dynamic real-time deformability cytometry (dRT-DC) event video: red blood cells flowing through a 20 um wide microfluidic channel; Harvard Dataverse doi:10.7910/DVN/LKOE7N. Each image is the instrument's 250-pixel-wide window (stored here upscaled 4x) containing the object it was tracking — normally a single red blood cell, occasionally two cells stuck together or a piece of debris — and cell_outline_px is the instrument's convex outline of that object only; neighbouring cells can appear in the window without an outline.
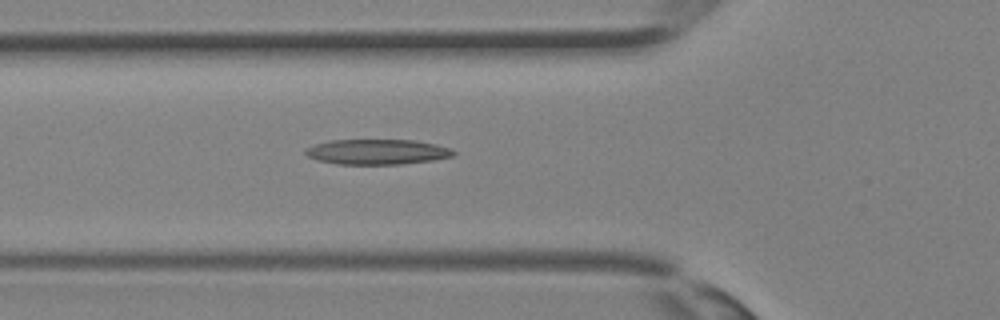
{"species": "Egyptian fruit bat (a non-hibernating species)", "species_latin": "Rousettus aegyptiacus", "temperature_condition": "room temperature", "stored_images_in_passage": 24, "camera_frame_rate_fps": 3000, "um_per_image_px": 0.085, "animal": {"sex": "female"}, "frame": {"image": 1, "passage_image": 3, "time_ms": 0.667, "image_size_px": [1000, 320], "cell_outline_px": [[456, 152], [452, 156], [432, 160], [400, 164], [340, 164], [316, 160], [308, 156], [304, 152], [308, 148], [316, 144], [328, 140], [416, 140], [436, 144], [448, 148]], "centroid_in_image_um": [32.05, 12.9], "position_along_channel_um": 93.8, "area_um2": 21.56}}
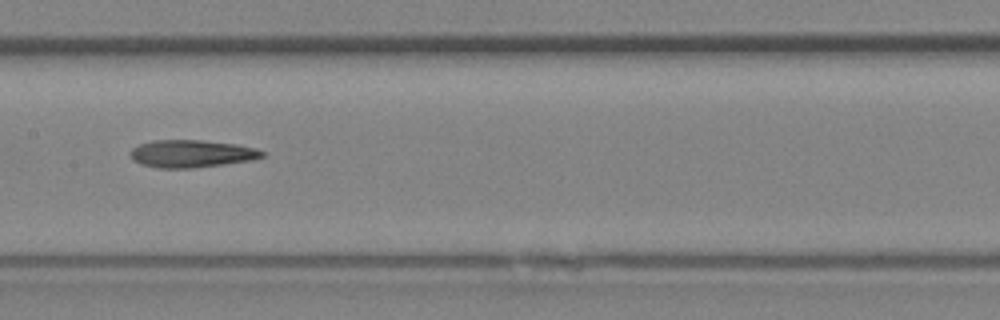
{"frame": {"image": 2, "passage_image": 8, "time_ms": 2.333, "image_size_px": [1000, 320], "cell_outline_px": [[264, 156], [252, 160], [224, 164], [192, 168], [156, 168], [140, 164], [132, 160], [132, 148], [140, 144], [152, 140], [200, 140], [236, 144], [256, 148], [264, 152]], "centroid_in_image_um": [16.28, 13.06], "position_along_channel_um": 191.1, "area_um2": 21.1}}
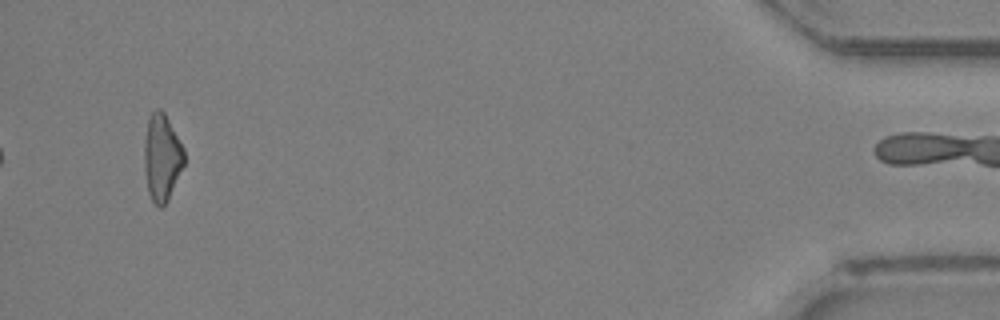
{"frame": {"image": 3, "passage_image": 24, "time_ms": 7.667, "image_size_px": [1000, 320], "cell_outline_px": [[184, 164], [168, 200], [160, 208], [152, 200], [148, 192], [144, 168], [144, 140], [148, 120], [152, 112], [156, 108], [160, 108], [164, 112], [184, 148]], "centroid_in_image_um": [13.75, 13.37], "position_along_channel_um": 421.4, "area_um2": 20.11}}